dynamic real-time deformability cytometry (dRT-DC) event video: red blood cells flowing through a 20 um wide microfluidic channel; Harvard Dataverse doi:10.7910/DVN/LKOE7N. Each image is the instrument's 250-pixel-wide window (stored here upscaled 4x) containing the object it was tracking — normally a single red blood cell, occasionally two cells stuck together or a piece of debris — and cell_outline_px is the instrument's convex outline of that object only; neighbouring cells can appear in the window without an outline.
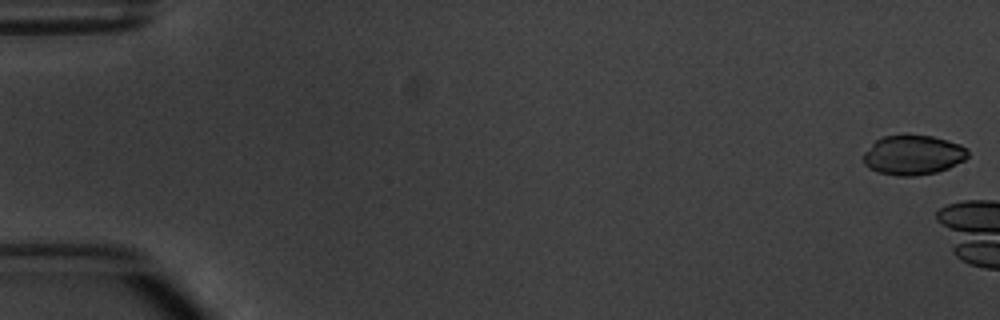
{"species": "common noctule bat (a hibernating species)", "species_latin": "Nyctalus noctula", "temperature_condition": "warm", "stored_images_in_passage": 3, "camera_frame_rate_fps": 3000, "um_per_image_px": 0.085, "animal": {"sex": "male", "body_mass_g": 20.1, "forearm_length_mm": 53.5}, "frame": {"image": 1, "passage_image": 1, "time_ms": 0.0, "image_size_px": [1000, 320], "cell_outline_px": [[968, 156], [964, 160], [948, 168], [936, 172], [916, 176], [896, 176], [880, 172], [868, 168], [864, 164], [864, 152], [876, 140], [884, 136], [904, 132], [908, 132], [932, 136], [948, 140], [960, 144], [968, 148]], "centroid_in_image_um": [77.61, 13.14], "position_along_channel_um": 7.4, "area_um2": 24.74}}